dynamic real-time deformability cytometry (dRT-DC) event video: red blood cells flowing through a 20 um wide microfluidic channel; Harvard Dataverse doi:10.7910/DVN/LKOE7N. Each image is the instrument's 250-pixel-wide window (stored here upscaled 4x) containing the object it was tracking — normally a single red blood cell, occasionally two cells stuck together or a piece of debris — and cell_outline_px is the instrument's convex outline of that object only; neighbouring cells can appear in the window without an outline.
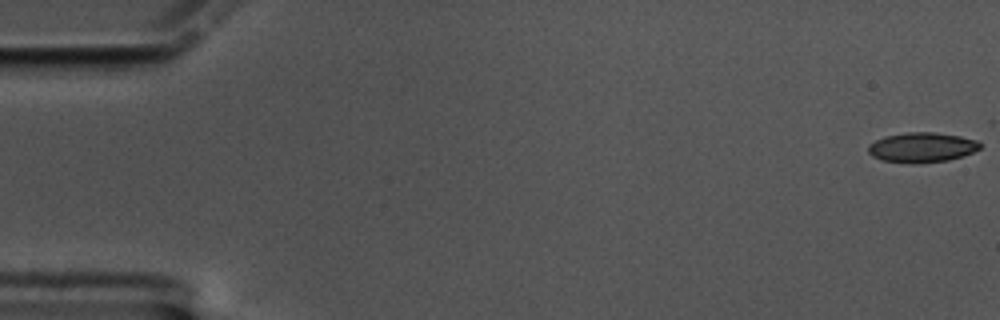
{"species": "common noctule bat (a hibernating species)", "species_latin": "Nyctalus noctula", "temperature_condition": "cold", "stored_images_in_passage": 60, "camera_frame_rate_fps": 3000, "um_per_image_px": 0.085, "animal": {"sex": "male", "body_mass_g": 17.5, "forearm_length_mm": 52.3}, "frame": {"image": 1, "passage_image": 1, "time_ms": 0.0, "image_size_px": [1000, 320], "cell_outline_px": [[980, 148], [972, 152], [948, 160], [908, 164], [884, 160], [872, 156], [868, 152], [868, 144], [884, 136], [908, 132], [936, 132], [960, 136], [976, 140], [980, 144]], "centroid_in_image_um": [78.32, 12.52], "position_along_channel_um": 6.7, "area_um2": 19.36}}
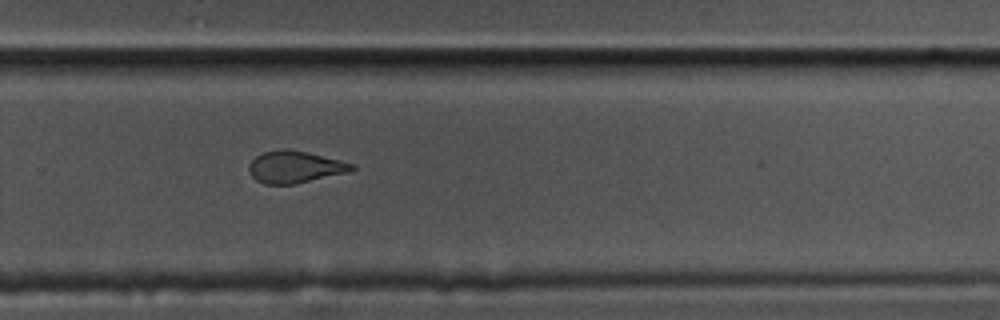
{"frame": {"image": 2, "passage_image": 40, "time_ms": 13.0, "image_size_px": [1000, 320], "cell_outline_px": [[356, 168], [348, 172], [296, 184], [264, 184], [256, 180], [248, 172], [248, 164], [256, 156], [264, 152], [280, 148], [288, 148], [308, 152], [356, 164]], "centroid_in_image_um": [25.06, 14.18], "position_along_channel_um": 304.7, "area_um2": 19.42}}
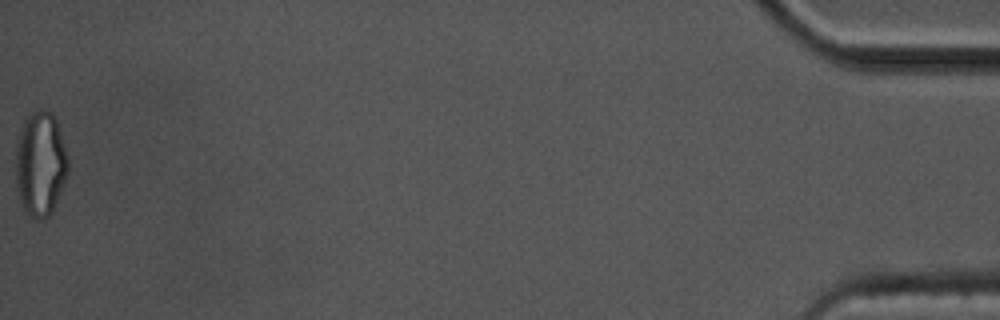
{"frame": {"image": 3, "passage_image": 60, "time_ms": 19.667, "image_size_px": [1000, 320], "cell_outline_px": [[68, 172], [64, 184], [52, 212], [44, 220], [36, 220], [24, 212], [16, 184], [16, 140], [24, 116], [36, 108], [48, 108], [52, 112], [56, 120], [68, 156]], "centroid_in_image_um": [3.42, 13.88], "position_along_channel_um": 431.8, "area_um2": 32.71}, "authors_computed_cell_mechanics": {"area_um2": 20.3167, "velocity_mm_per_s": 3.4027, "shape_relaxation_time_tau1_ms": null, "shape_relaxation_time_tau2_ms": 3.0547, "deformation_change_tau1": null, "deformation_change_tau2": 0.0765}}